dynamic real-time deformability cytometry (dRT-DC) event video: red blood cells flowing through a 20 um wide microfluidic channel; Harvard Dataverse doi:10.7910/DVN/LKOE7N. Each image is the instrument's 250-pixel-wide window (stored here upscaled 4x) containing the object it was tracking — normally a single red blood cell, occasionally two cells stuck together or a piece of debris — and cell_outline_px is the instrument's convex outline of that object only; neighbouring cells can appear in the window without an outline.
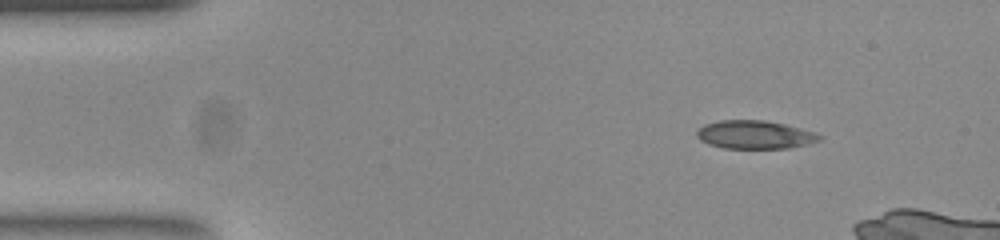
{"species": "common noctule bat (a hibernating species)", "species_latin": "Nyctalus noctula", "temperature_condition": "room temperature", "stored_images_in_passage": 42, "camera_frame_rate_fps": 3000, "um_per_image_px": 0.085, "animal": {"sex": "female", "body_mass_g": 23.0, "forearm_length_mm": 53.4}, "frame": {"image": 1, "passage_image": 2, "time_ms": 0.333, "image_size_px": [1000, 240], "cell_outline_px": [[824, 136], [820, 140], [808, 144], [788, 148], [724, 148], [708, 144], [700, 140], [696, 136], [696, 132], [704, 124], [720, 120], [764, 120], [784, 124], [816, 132]], "centroid_in_image_um": [64.17, 11.45], "position_along_channel_um": 20.8, "area_um2": 20.29}}
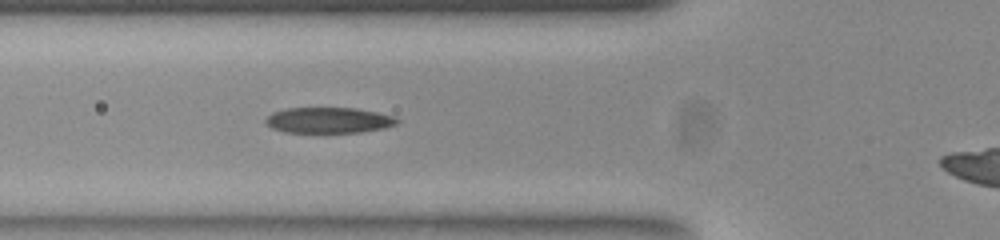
{"frame": {"image": 2, "passage_image": 14, "time_ms": 4.333, "image_size_px": [1000, 240], "cell_outline_px": [[400, 120], [396, 124], [384, 128], [360, 132], [284, 132], [272, 128], [264, 120], [272, 112], [288, 108], [356, 108], [396, 116]], "centroid_in_image_um": [27.96, 10.21], "position_along_channel_um": 97.8, "area_um2": 19.65}}
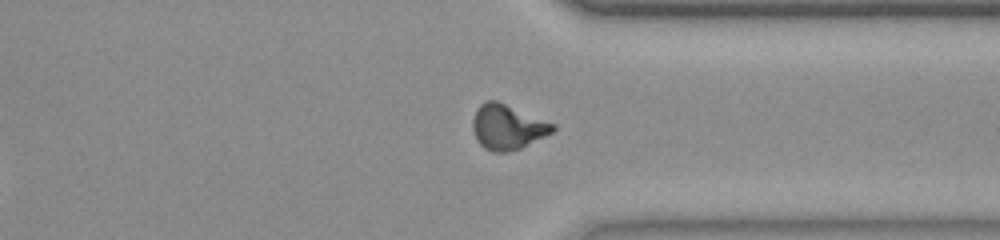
{"frame": {"image": 3, "passage_image": 35, "time_ms": 11.333, "image_size_px": [1000, 240], "cell_outline_px": [[556, 128], [552, 132], [520, 148], [508, 152], [492, 152], [484, 148], [480, 144], [472, 128], [472, 120], [476, 108], [480, 104], [488, 100], [496, 100], [556, 124]], "centroid_in_image_um": [43.12, 10.78], "position_along_channel_um": 368.3, "area_um2": 20.87}, "authors_computed_cell_mechanics": {"area_um2": 20.5768, "velocity_mm_per_s": 3.8843, "shape_relaxation_time_tau1_ms": 5.7213, "shape_relaxation_time_tau2_ms": 2.036, "deformation_change_tau1": 0.2019, "deformation_change_tau2": 0.096}}